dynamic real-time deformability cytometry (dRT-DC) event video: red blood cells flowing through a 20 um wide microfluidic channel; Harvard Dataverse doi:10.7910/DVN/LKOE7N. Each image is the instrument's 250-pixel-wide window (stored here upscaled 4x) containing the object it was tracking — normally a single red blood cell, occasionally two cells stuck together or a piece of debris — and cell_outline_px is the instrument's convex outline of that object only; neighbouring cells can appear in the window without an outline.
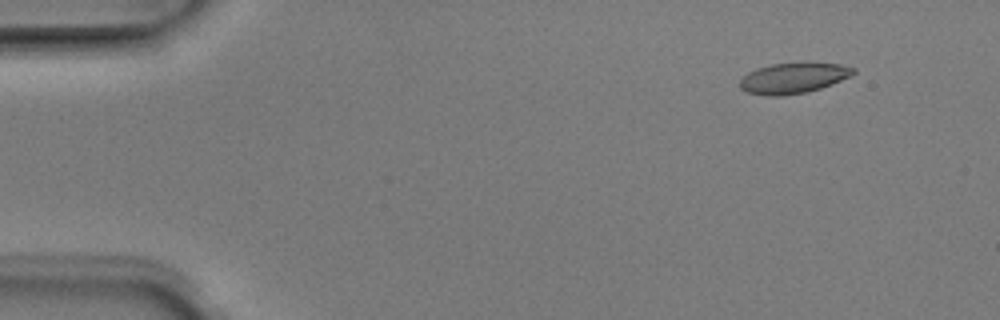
{"species": "Egyptian fruit bat (a non-hibernating species)", "species_latin": "Rousettus aegyptiacus", "temperature_condition": "room temperature", "stored_images_in_passage": 4, "segment_of_instrument_passage": [1, 2], "camera_frame_rate_fps": 3000, "um_per_image_px": 0.085, "animal": {"sex": "male"}, "frame": {"image": 1, "passage_image": 1, "time_ms": 0.0, "image_size_px": [1000, 320], "cell_outline_px": [[856, 72], [852, 76], [832, 84], [808, 92], [784, 96], [768, 96], [748, 92], [740, 88], [740, 80], [748, 72], [756, 68], [772, 64], [840, 64], [856, 68]], "centroid_in_image_um": [67.44, 6.66], "position_along_channel_um": 17.6, "area_um2": 20.0}}
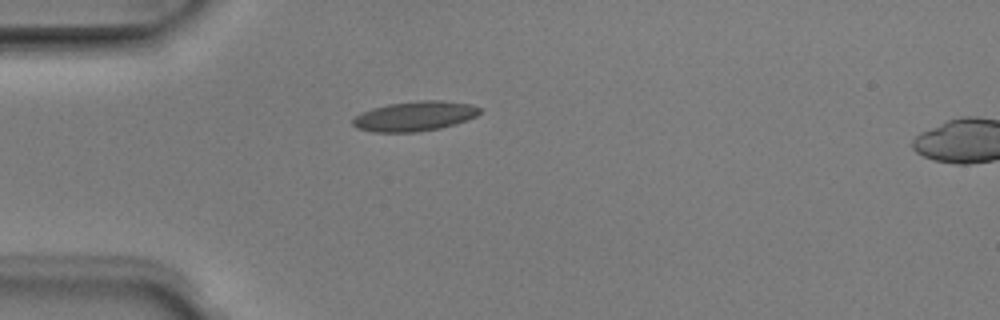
{"frame": {"image": 2, "passage_image": 3, "time_ms": 0.667, "image_size_px": [1000, 320], "cell_outline_px": [[480, 112], [476, 116], [468, 120], [440, 128], [416, 132], [372, 132], [356, 128], [352, 124], [352, 120], [356, 116], [372, 108], [388, 104], [420, 100], [440, 100], [472, 104], [480, 108]], "centroid_in_image_um": [35.25, 9.87], "position_along_channel_um": 49.7, "area_um2": 22.02}}